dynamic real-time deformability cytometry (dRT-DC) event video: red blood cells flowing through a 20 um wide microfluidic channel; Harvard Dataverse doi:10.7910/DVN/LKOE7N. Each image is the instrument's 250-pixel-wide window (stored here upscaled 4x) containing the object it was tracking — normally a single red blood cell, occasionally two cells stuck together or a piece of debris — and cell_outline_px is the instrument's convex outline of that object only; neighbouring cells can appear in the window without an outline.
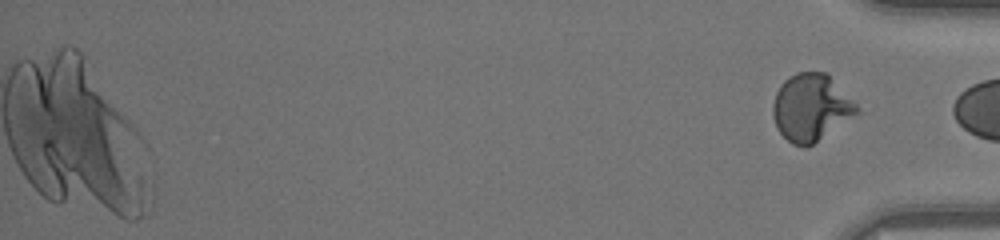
{"species": "human", "species_latin": "Homo sapiens", "temperature_condition": "warm", "stored_images_in_passage": 47, "camera_frame_rate_fps": 3000, "um_per_image_px": 0.085, "donor": {"sex": "male"}, "frame": {"image": 1, "passage_image": 47, "time_ms": 15.333, "image_size_px": [1000, 240], "cell_outline_px": [[864, 112], [812, 144], [804, 148], [792, 144], [776, 128], [772, 116], [772, 104], [776, 92], [780, 84], [788, 76], [796, 72], [828, 72]], "centroid_in_image_um": [68.97, 9.13], "position_along_channel_um": 366.2, "area_um2": 33.58}}